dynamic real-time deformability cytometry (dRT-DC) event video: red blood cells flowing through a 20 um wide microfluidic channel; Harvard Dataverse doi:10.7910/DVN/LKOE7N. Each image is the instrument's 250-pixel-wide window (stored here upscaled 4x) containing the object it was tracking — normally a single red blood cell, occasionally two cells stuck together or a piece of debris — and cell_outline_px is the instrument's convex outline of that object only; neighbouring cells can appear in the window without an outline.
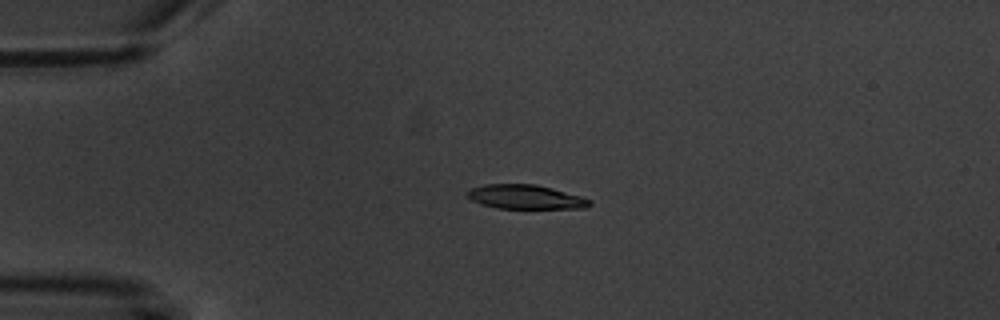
{"species": "common noctule bat (a hibernating species)", "species_latin": "Nyctalus noctula", "temperature_condition": "warm", "stored_images_in_passage": 6, "camera_frame_rate_fps": 3000, "um_per_image_px": 0.085, "animal": {"sex": "male", "body_mass_g": 20.1, "forearm_length_mm": 53.5}, "frame": {"image": 1, "passage_image": 4, "time_ms": 3.667, "image_size_px": [1000, 320], "cell_outline_px": [[592, 204], [588, 208], [496, 208], [480, 204], [472, 200], [464, 192], [472, 188], [484, 184], [536, 184], [552, 188], [580, 196], [592, 200]], "centroid_in_image_um": [44.66, 16.74], "position_along_channel_um": 40.3, "area_um2": 17.28}}